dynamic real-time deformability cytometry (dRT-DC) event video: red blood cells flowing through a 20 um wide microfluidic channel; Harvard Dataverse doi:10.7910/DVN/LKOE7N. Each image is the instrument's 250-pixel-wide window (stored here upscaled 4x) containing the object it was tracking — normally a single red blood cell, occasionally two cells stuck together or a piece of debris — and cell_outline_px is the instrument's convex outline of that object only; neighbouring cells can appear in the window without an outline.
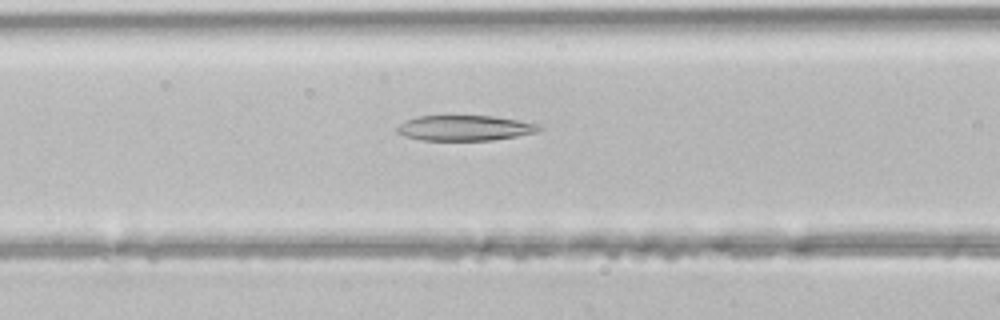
{"species": "common noctule bat (a hibernating species)", "species_latin": "Nyctalus noctula", "temperature_condition": "room temperature", "stored_images_in_passage": 37, "camera_frame_rate_fps": 3000, "um_per_image_px": 0.085, "animal": {"sex": "male", "body_mass_g": 21.5, "forearm_length_mm": 52.0}, "frame": {"image": 1, "passage_image": 9, "time_ms": 2.667, "image_size_px": [1000, 320], "cell_outline_px": [[540, 128], [536, 132], [516, 136], [492, 140], [420, 140], [404, 136], [396, 132], [396, 128], [404, 120], [416, 116], [496, 116], [540, 124]], "centroid_in_image_um": [39.46, 10.87], "position_along_channel_um": 127.1, "area_um2": 20.98}}
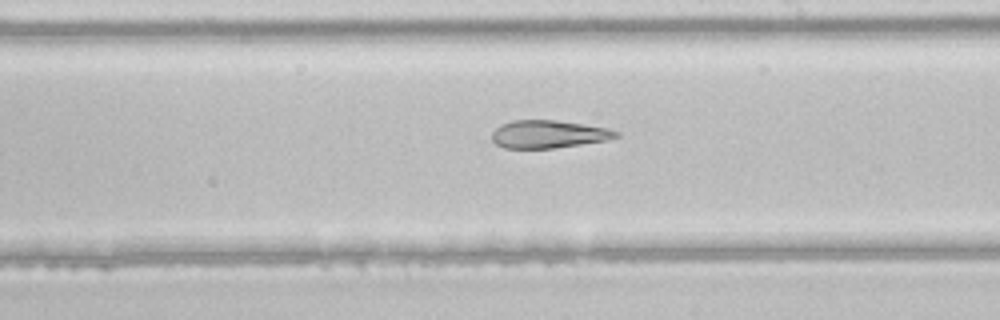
{"frame": {"image": 2, "passage_image": 17, "time_ms": 5.333, "image_size_px": [1000, 320], "cell_outline_px": [[620, 136], [608, 140], [552, 148], [504, 148], [496, 144], [492, 140], [492, 132], [500, 124], [512, 120], [556, 120], [584, 124], [608, 128], [620, 132]], "centroid_in_image_um": [46.62, 11.4], "position_along_channel_um": 242.4, "area_um2": 20.17}}
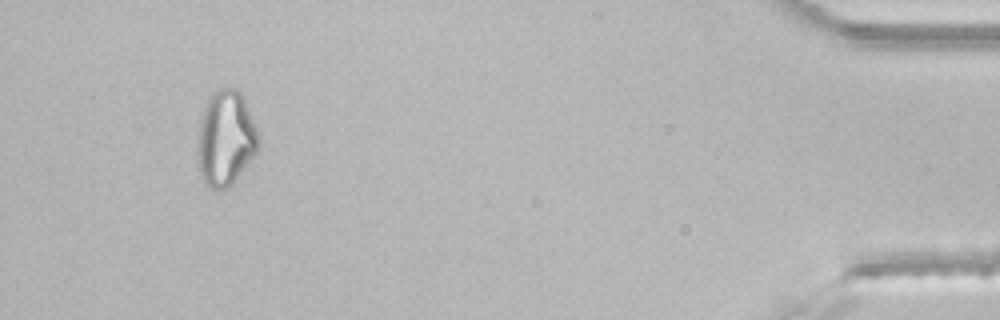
{"frame": {"image": 3, "passage_image": 34, "time_ms": 11.0, "image_size_px": [1000, 320], "cell_outline_px": [[260, 144], [256, 152], [232, 184], [224, 192], [212, 188], [204, 184], [200, 176], [200, 120], [208, 96], [212, 92], [220, 88], [236, 88], [244, 96], [260, 136]], "centroid_in_image_um": [19.22, 11.74], "position_along_channel_um": 416.0, "area_um2": 33.64}}